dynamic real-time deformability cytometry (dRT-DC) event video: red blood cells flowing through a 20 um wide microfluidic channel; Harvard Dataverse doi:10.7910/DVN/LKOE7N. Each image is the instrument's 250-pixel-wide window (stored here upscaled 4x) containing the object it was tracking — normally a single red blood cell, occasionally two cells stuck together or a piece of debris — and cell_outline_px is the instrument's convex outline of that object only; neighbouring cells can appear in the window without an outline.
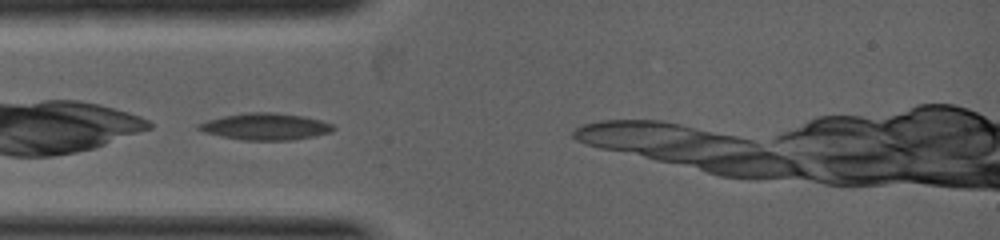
{"species": "common noctule bat (a hibernating species)", "species_latin": "Nyctalus noctula", "temperature_condition": "warm", "stored_images_in_passage": 9, "camera_frame_rate_fps": 5000, "um_per_image_px": 0.085, "animal": {"sex": "female", "body_mass_g": 19.0, "forearm_length_mm": 53.3}, "frame": {"image": 1, "passage_image": 1, "time_ms": 0.0, "image_size_px": [1000, 240], "cell_outline_px": [[336, 128], [332, 132], [316, 136], [292, 140], [244, 140], [220, 136], [204, 132], [196, 128], [196, 124], [208, 120], [224, 116], [248, 112], [276, 112], [304, 116], [320, 120], [332, 124]], "centroid_in_image_um": [22.58, 10.76], "position_along_channel_um": 62.4, "area_um2": 21.1}}
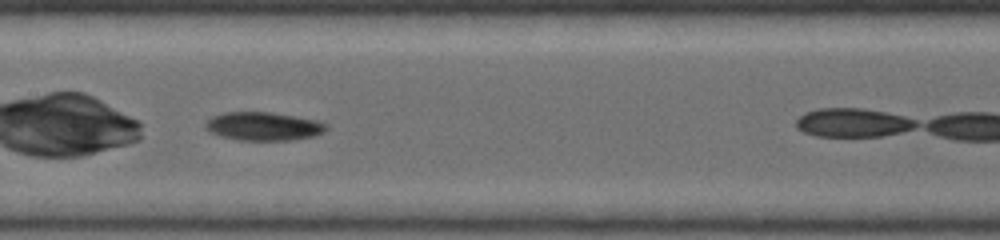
{"frame": {"image": 2, "passage_image": 4, "time_ms": 1.6, "image_size_px": [1000, 240], "cell_outline_px": [[328, 128], [324, 132], [316, 136], [292, 140], [236, 140], [220, 136], [204, 128], [204, 124], [212, 116], [224, 112], [272, 112], [296, 116], [316, 120], [328, 124]], "centroid_in_image_um": [22.41, 10.73], "position_along_channel_um": 185.0, "area_um2": 20.23}}
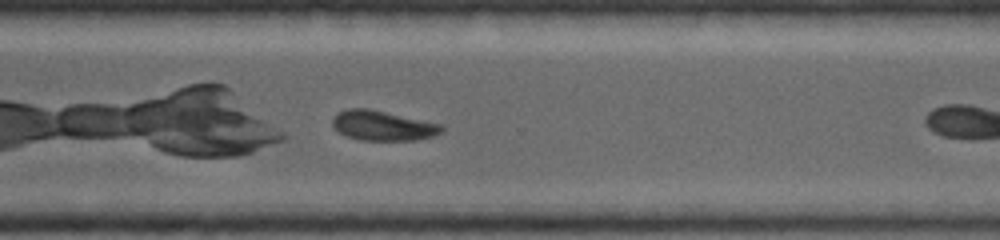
{"frame": {"image": 3, "passage_image": 8, "time_ms": 3.6, "image_size_px": [1000, 240], "cell_outline_px": [[444, 128], [440, 132], [432, 136], [416, 140], [360, 140], [348, 136], [340, 132], [332, 124], [332, 120], [340, 112], [348, 108], [368, 108], [440, 124]], "centroid_in_image_um": [32.53, 10.68], "position_along_channel_um": 338.1, "area_um2": 18.55}}